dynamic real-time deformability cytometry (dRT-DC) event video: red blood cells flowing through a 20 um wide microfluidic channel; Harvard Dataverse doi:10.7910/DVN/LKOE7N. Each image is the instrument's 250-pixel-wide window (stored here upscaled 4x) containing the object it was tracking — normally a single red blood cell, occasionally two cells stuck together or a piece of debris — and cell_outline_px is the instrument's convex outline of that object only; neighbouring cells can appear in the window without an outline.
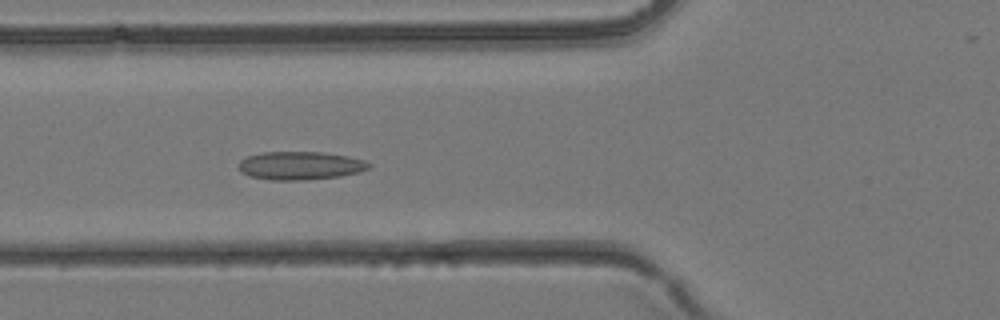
{"species": "common noctule bat (a hibernating species)", "species_latin": "Nyctalus noctula", "temperature_condition": "room temperature", "stored_images_in_passage": 24, "camera_frame_rate_fps": 3000, "um_per_image_px": 0.085, "animal": {"sex": "female", "body_mass_g": 24.6, "forearm_length_mm": 56.2}, "frame": {"image": 1, "passage_image": 8, "time_ms": 2.333, "image_size_px": [1000, 320], "cell_outline_px": [[372, 164], [368, 168], [360, 172], [340, 176], [304, 180], [272, 180], [248, 176], [240, 172], [240, 160], [248, 156], [260, 152], [324, 152], [348, 156], [364, 160]], "centroid_in_image_um": [25.52, 14.07], "position_along_channel_um": 100.3, "area_um2": 21.5}}
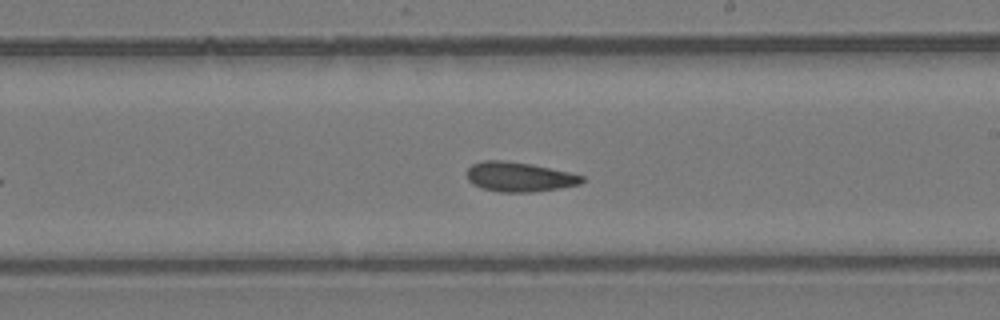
{"frame": {"image": 2, "passage_image": 16, "time_ms": 5.0, "image_size_px": [1000, 320], "cell_outline_px": [[584, 180], [580, 184], [556, 188], [528, 192], [500, 192], [484, 188], [472, 184], [468, 180], [468, 168], [472, 164], [484, 160], [504, 160], [532, 164], [568, 172], [584, 176]], "centroid_in_image_um": [44.11, 15.02], "position_along_channel_um": 244.9, "area_um2": 19.59}}
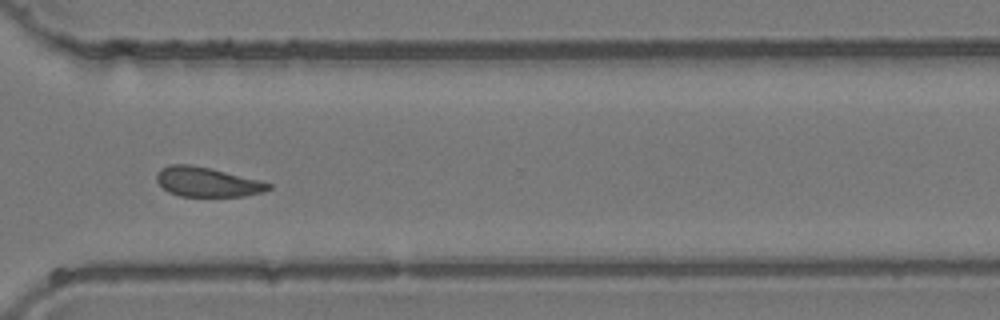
{"frame": {"image": 3, "passage_image": 22, "time_ms": 7.0, "image_size_px": [1000, 320], "cell_outline_px": [[272, 188], [264, 192], [244, 196], [180, 196], [168, 192], [156, 180], [156, 176], [160, 168], [172, 164], [188, 164], [208, 168], [260, 180], [272, 184]], "centroid_in_image_um": [17.62, 15.47], "position_along_channel_um": 353.0, "area_um2": 19.13}}